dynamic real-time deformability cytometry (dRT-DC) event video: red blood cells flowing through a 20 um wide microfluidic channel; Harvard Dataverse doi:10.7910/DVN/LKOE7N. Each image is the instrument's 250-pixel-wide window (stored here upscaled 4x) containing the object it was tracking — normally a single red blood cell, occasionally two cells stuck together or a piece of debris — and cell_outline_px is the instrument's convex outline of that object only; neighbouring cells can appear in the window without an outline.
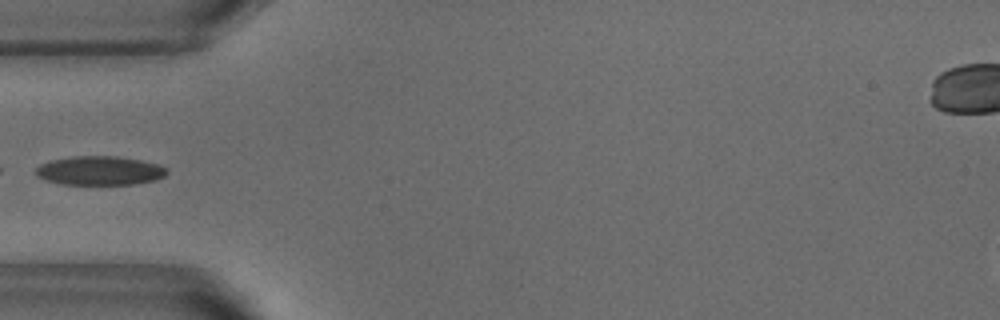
{"species": "common noctule bat (a hibernating species)", "species_latin": "Nyctalus noctula", "temperature_condition": "warm", "stored_images_in_passage": 35, "camera_frame_rate_fps": 3000, "um_per_image_px": 0.085, "animal": {"sex": "male", "body_mass_g": 18.8}, "frame": {"image": 1, "passage_image": 1, "time_ms": 0.0, "image_size_px": [1000, 320], "cell_outline_px": [[168, 172], [164, 176], [156, 180], [136, 184], [60, 184], [44, 180], [36, 176], [36, 168], [40, 164], [52, 160], [76, 156], [116, 156], [140, 160], [160, 164], [168, 168]], "centroid_in_image_um": [8.5, 14.51], "position_along_channel_um": 76.5, "area_um2": 22.25}}